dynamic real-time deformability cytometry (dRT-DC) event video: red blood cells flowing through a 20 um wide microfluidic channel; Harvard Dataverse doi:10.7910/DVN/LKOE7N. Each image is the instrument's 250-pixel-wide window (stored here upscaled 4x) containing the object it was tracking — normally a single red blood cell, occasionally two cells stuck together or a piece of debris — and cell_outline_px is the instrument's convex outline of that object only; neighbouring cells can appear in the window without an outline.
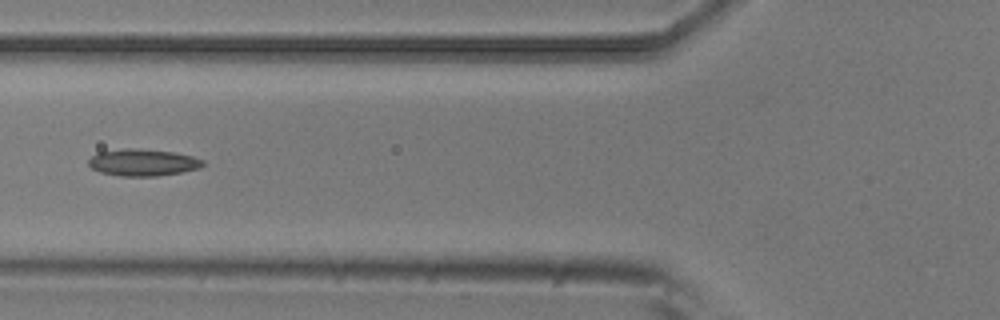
{"species": "common noctule bat (a hibernating species)", "species_latin": "Nyctalus noctula", "temperature_condition": "room temperature", "stored_images_in_passage": 3, "camera_frame_rate_fps": 3000, "um_per_image_px": 0.085, "animal": {"sex": "male", "body_mass_g": 20.5, "forearm_length_mm": 52.5}, "frame": {"image": 1, "passage_image": 3, "time_ms": 0.667, "image_size_px": [1000, 320], "cell_outline_px": [[204, 164], [200, 168], [180, 172], [156, 176], [120, 176], [100, 172], [92, 168], [88, 164], [88, 160], [96, 152], [124, 148], [136, 148], [172, 152], [192, 156], [204, 160]], "centroid_in_image_um": [12.11, 13.8], "position_along_channel_um": 113.7, "area_um2": 17.92}}